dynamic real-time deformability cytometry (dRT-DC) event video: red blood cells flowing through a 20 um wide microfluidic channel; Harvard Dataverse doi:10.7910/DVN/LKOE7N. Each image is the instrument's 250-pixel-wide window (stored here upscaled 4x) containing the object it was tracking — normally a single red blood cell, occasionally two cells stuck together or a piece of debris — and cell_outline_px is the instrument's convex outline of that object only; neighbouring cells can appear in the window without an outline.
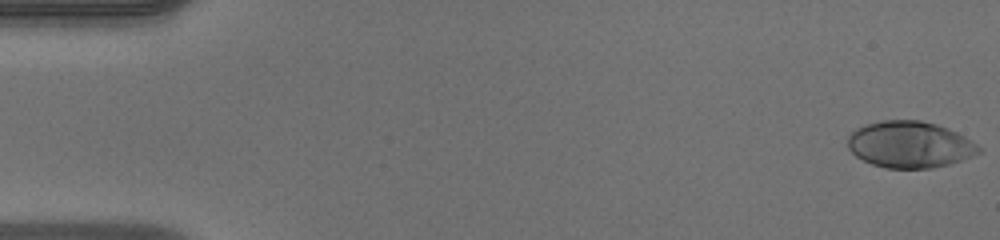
{"species": "human", "species_latin": "Homo sapiens", "temperature_condition": "warm", "stored_images_in_passage": 50, "camera_frame_rate_fps": 3000, "um_per_image_px": 0.085, "donor": {"sex": "male"}, "frame": {"image": 1, "passage_image": 1, "time_ms": 0.0, "image_size_px": [1000, 240], "cell_outline_px": [[980, 152], [972, 156], [948, 164], [932, 168], [884, 168], [872, 164], [856, 156], [848, 148], [848, 136], [856, 128], [880, 120], [920, 120], [936, 124], [948, 128], [972, 140], [980, 148]], "centroid_in_image_um": [77.32, 12.28], "position_along_channel_um": 7.7, "area_um2": 35.37}}
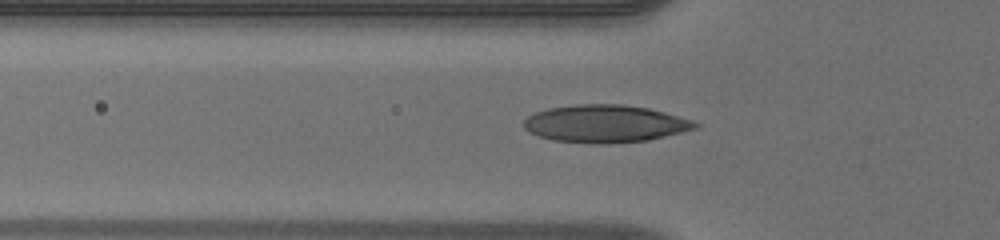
{"frame": {"image": 2, "passage_image": 17, "time_ms": 5.333, "image_size_px": [1000, 240], "cell_outline_px": [[700, 124], [696, 128], [648, 140], [600, 144], [592, 144], [552, 140], [528, 132], [524, 128], [524, 120], [528, 116], [536, 112], [548, 108], [576, 104], [624, 104], [648, 108], [664, 112], [692, 120]], "centroid_in_image_um": [51.4, 10.51], "position_along_channel_um": 74.4, "area_um2": 37.4}}
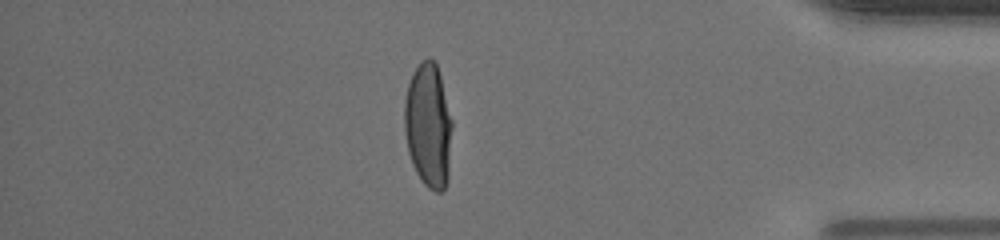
{"frame": {"image": 3, "passage_image": 43, "time_ms": 14.0, "image_size_px": [1000, 240], "cell_outline_px": [[452, 128], [448, 180], [444, 188], [440, 192], [436, 192], [428, 188], [424, 184], [416, 172], [412, 164], [408, 152], [404, 132], [404, 100], [408, 84], [412, 72], [428, 56], [436, 64], [440, 76], [452, 120]], "centroid_in_image_um": [36.4, 10.69], "position_along_channel_um": 398.8, "area_um2": 34.68}, "authors_computed_cell_mechanics": {"area_um2": 34.8534, "velocity_mm_per_s": 4.1335, "shape_relaxation_time_tau1_ms": 6.0857, "shape_relaxation_time_tau2_ms": null, "deformation_change_tau1": 0.2757, "deformation_change_tau2": null}}